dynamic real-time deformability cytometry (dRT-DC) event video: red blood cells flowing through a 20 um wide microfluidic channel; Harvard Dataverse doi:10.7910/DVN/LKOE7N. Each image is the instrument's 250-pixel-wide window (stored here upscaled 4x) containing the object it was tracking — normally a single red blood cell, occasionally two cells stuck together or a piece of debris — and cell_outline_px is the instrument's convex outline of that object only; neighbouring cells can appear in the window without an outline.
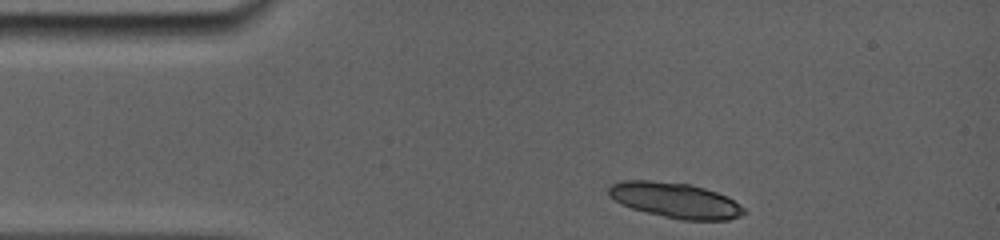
{"species": "common noctule bat (a hibernating species)", "species_latin": "Nyctalus noctula", "temperature_condition": "room temperature", "stored_images_in_passage": 4, "camera_frame_rate_fps": 5000, "um_per_image_px": 0.085, "animal": {"sex": "female", "body_mass_g": 19.0, "forearm_length_mm": 56.7}, "frame": {"image": 1, "passage_image": 1, "time_ms": 0.0, "image_size_px": [1000, 240], "cell_outline_px": [[744, 212], [740, 216], [728, 220], [680, 220], [632, 208], [620, 204], [608, 196], [608, 188], [612, 184], [620, 180], [648, 180], [688, 184], [704, 188], [728, 196], [744, 208]], "centroid_in_image_um": [57.37, 17.02], "position_along_channel_um": 27.6, "area_um2": 27.74}}